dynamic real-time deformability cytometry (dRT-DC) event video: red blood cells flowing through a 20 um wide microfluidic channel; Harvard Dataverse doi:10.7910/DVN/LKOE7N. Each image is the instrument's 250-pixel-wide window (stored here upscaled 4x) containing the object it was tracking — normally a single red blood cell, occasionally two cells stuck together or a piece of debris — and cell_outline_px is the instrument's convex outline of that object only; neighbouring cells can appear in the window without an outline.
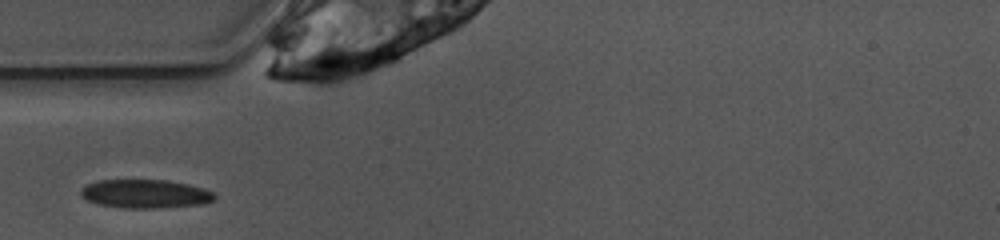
{"species": "common noctule bat (a hibernating species)", "species_latin": "Nyctalus noctula", "temperature_condition": "warm", "stored_images_in_passage": 23, "camera_frame_rate_fps": 3000, "um_per_image_px": 0.085, "animal": {"sex": "female", "body_mass_g": 10.0, "forearm_length_mm": 53.1}, "frame": {"image": 1, "passage_image": 1, "time_ms": 0.0, "image_size_px": [1000, 240], "cell_outline_px": [[216, 196], [212, 200], [204, 204], [160, 208], [120, 208], [100, 204], [88, 200], [80, 196], [80, 192], [88, 184], [100, 180], [164, 180], [188, 184], [204, 188], [212, 192]], "centroid_in_image_um": [12.37, 16.48], "position_along_channel_um": 72.6, "area_um2": 22.2}}
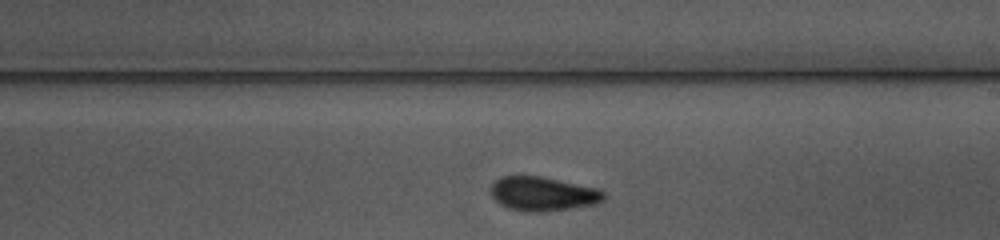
{"frame": {"image": 2, "passage_image": 14, "time_ms": 4.333, "image_size_px": [1000, 240], "cell_outline_px": [[604, 200], [596, 204], [572, 208], [536, 212], [528, 212], [508, 208], [500, 204], [492, 196], [492, 184], [500, 176], [540, 176], [600, 188], [604, 192]], "centroid_in_image_um": [46.18, 16.47], "position_along_channel_um": 242.8, "area_um2": 22.43}}
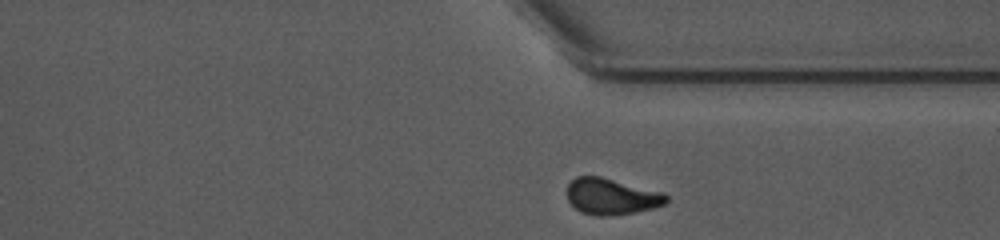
{"frame": {"image": 3, "passage_image": 23, "time_ms": 7.333, "image_size_px": [1000, 240], "cell_outline_px": [[668, 200], [664, 204], [652, 208], [636, 212], [608, 216], [596, 216], [584, 212], [576, 208], [568, 200], [564, 192], [568, 184], [576, 176], [600, 176], [664, 192], [668, 196]], "centroid_in_image_um": [51.95, 16.69], "position_along_channel_um": 359.4, "area_um2": 21.1}}